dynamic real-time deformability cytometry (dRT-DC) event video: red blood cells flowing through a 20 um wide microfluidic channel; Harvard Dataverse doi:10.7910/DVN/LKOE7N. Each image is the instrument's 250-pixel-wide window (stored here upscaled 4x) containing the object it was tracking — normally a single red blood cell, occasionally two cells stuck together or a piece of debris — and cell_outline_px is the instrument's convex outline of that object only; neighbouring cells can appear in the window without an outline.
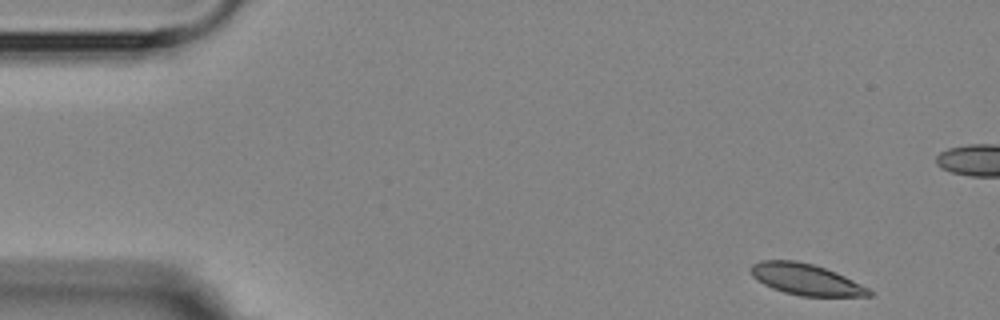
{"species": "Egyptian fruit bat (a non-hibernating species)", "species_latin": "Rousettus aegyptiacus", "temperature_condition": "room temperature", "stored_images_in_passage": 5, "camera_frame_rate_fps": 3000, "um_per_image_px": 0.085, "animal": {"sex": "female"}, "frame": {"image": 1, "passage_image": 1, "time_ms": 0.0, "image_size_px": [1000, 320], "cell_outline_px": [[872, 296], [800, 296], [784, 292], [772, 288], [764, 284], [752, 276], [748, 268], [752, 264], [760, 260], [796, 260], [812, 264], [836, 272], [868, 288], [872, 292]], "centroid_in_image_um": [68.45, 23.74], "position_along_channel_um": 16.5, "area_um2": 21.44}}
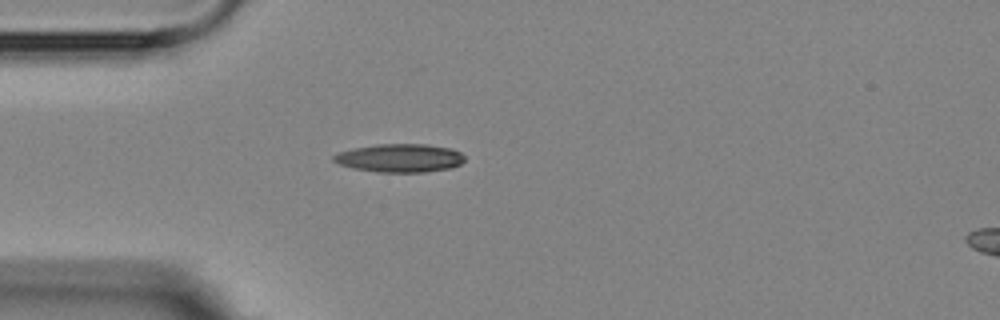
{"frame": {"image": 2, "passage_image": 5, "time_ms": 5.667, "image_size_px": [1000, 320], "cell_outline_px": [[464, 160], [460, 164], [452, 168], [424, 172], [376, 172], [352, 168], [340, 164], [332, 160], [332, 156], [336, 152], [352, 148], [376, 144], [428, 144], [452, 148], [460, 152], [464, 156]], "centroid_in_image_um": [33.96, 13.42], "position_along_channel_um": 51.0, "area_um2": 21.91}}